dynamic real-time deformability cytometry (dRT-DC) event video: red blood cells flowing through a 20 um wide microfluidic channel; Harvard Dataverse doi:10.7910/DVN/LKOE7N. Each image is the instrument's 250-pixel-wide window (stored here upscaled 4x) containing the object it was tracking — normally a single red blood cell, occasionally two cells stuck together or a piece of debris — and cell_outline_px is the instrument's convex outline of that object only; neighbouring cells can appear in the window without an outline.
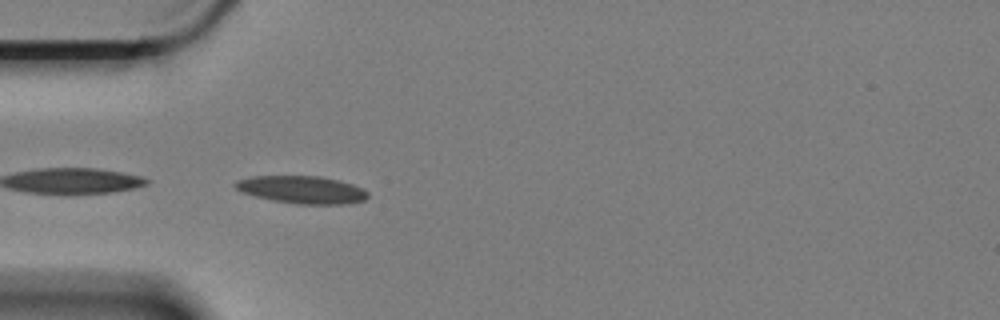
{"species": "Egyptian fruit bat (a non-hibernating species)", "species_latin": "Rousettus aegyptiacus", "temperature_condition": "cold", "stored_images_in_passage": 16, "camera_frame_rate_fps": 3000, "um_per_image_px": 0.085, "animal": {"sex": "female"}, "frame": {"image": 1, "passage_image": 1, "time_ms": 0.0, "image_size_px": [1000, 320], "cell_outline_px": [[368, 196], [364, 200], [348, 204], [300, 204], [276, 200], [256, 196], [244, 192], [236, 188], [232, 184], [236, 180], [252, 176], [320, 176], [340, 180], [364, 188], [368, 192]], "centroid_in_image_um": [25.71, 16.11], "position_along_channel_um": 59.3, "area_um2": 21.21}}
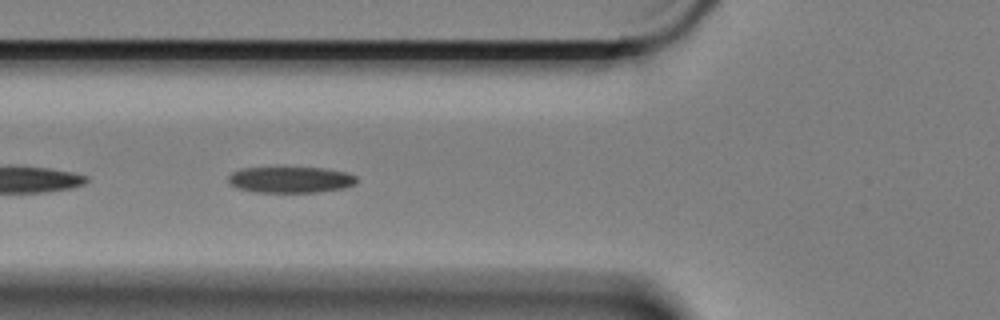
{"frame": {"image": 2, "passage_image": 5, "time_ms": 1.333, "image_size_px": [1000, 320], "cell_outline_px": [[356, 184], [344, 188], [320, 192], [252, 192], [236, 188], [228, 180], [228, 176], [232, 172], [240, 168], [324, 168], [348, 172], [356, 176]], "centroid_in_image_um": [24.71, 15.28], "position_along_channel_um": 101.1, "area_um2": 19.65}}